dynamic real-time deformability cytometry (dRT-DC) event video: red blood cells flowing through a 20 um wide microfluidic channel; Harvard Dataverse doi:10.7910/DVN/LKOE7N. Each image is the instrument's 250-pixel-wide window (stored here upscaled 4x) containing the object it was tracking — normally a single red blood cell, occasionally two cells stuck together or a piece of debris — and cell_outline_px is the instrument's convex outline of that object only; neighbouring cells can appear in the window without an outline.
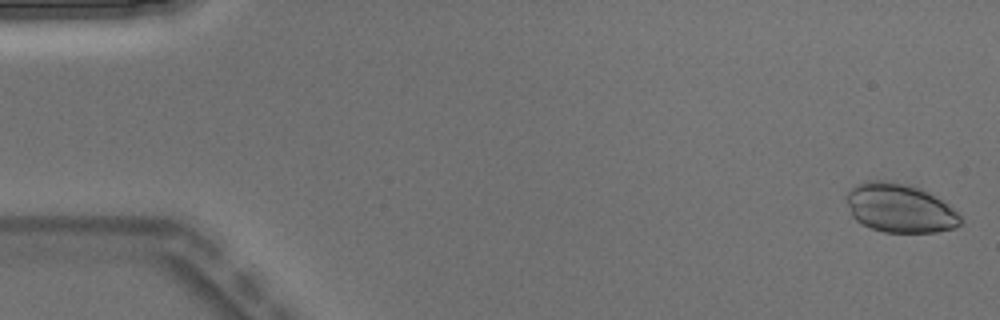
{"species": "Egyptian fruit bat (a non-hibernating species)", "species_latin": "Rousettus aegyptiacus", "temperature_condition": "warm", "stored_images_in_passage": 4, "camera_frame_rate_fps": 3000, "um_per_image_px": 0.085, "animal": {"sex": "male"}, "frame": {"image": 1, "passage_image": 1, "time_ms": 0.0, "image_size_px": [1000, 320], "cell_outline_px": [[960, 224], [952, 228], [936, 232], [884, 232], [872, 228], [856, 220], [852, 216], [848, 204], [848, 188], [856, 184], [904, 184], [916, 188], [948, 204], [960, 216]], "centroid_in_image_um": [76.49, 17.76], "position_along_channel_um": 8.5, "area_um2": 30.81}}